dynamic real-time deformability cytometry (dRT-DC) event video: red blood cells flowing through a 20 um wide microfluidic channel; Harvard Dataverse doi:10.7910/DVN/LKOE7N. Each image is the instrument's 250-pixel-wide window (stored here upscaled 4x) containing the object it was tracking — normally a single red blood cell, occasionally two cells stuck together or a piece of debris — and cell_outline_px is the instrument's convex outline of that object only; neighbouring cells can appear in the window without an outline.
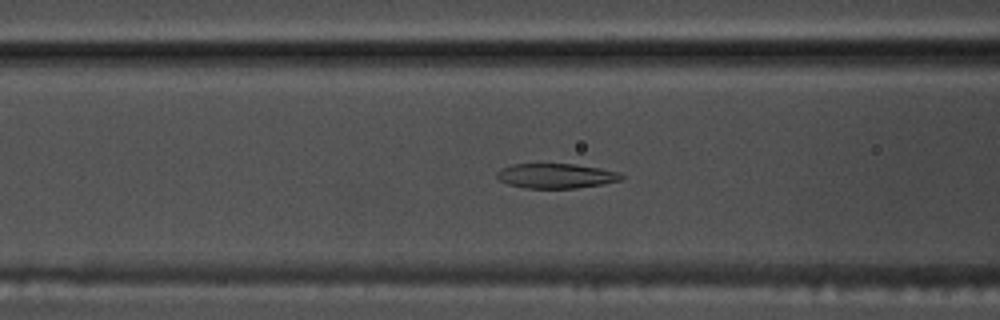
{"species": "common noctule bat (a hibernating species)", "species_latin": "Nyctalus noctula", "temperature_condition": "warm", "stored_images_in_passage": 53, "camera_frame_rate_fps": 3000, "um_per_image_px": 0.085, "animal": {"sex": "male", "body_mass_g": 17.5, "forearm_length_mm": 52.3}, "frame": {"image": 1, "passage_image": 21, "time_ms": 6.667, "image_size_px": [1000, 320], "cell_outline_px": [[624, 176], [620, 180], [600, 184], [576, 188], [524, 188], [508, 184], [500, 180], [496, 176], [496, 172], [500, 168], [512, 164], [576, 164], [600, 168], [616, 172]], "centroid_in_image_um": [47.2, 14.94], "position_along_channel_um": 119.4, "area_um2": 17.86}}
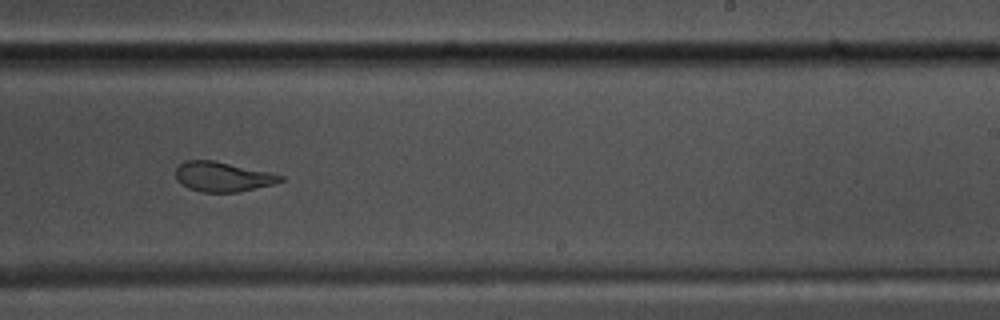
{"frame": {"image": 2, "passage_image": 33, "time_ms": 10.667, "image_size_px": [1000, 320], "cell_outline_px": [[284, 180], [272, 184], [236, 192], [200, 192], [188, 188], [176, 180], [176, 168], [184, 160], [212, 160], [272, 172], [284, 176]], "centroid_in_image_um": [18.91, 15.01], "position_along_channel_um": 270.1, "area_um2": 18.15}}
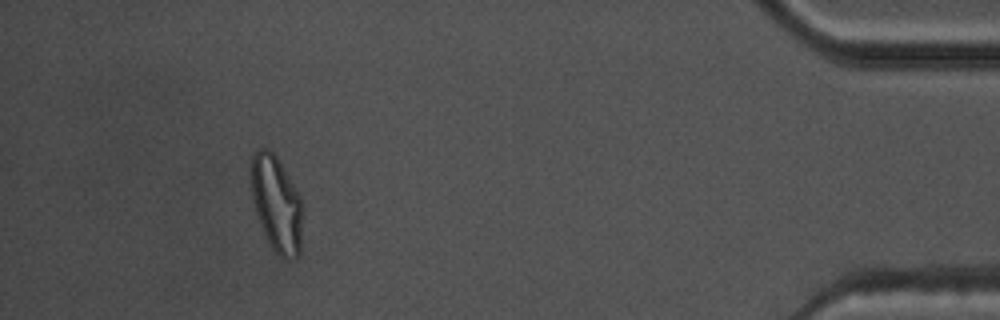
{"frame": {"image": 3, "passage_image": 49, "time_ms": 16.0, "image_size_px": [1000, 320], "cell_outline_px": [[304, 208], [300, 256], [284, 260], [272, 248], [260, 224], [252, 200], [252, 152], [260, 148], [268, 148], [276, 156], [300, 196]], "centroid_in_image_um": [23.54, 17.36], "position_along_channel_um": 411.7, "area_um2": 28.9}, "authors_computed_cell_mechanics": {"area_um2": 20.3456, "velocity_mm_per_s": 3.7795, "shape_relaxation_time_tau1_ms": 5.6897, "shape_relaxation_time_tau2_ms": 2.0764, "deformation_change_tau1": 0.1995, "deformation_change_tau2": 0.094}}